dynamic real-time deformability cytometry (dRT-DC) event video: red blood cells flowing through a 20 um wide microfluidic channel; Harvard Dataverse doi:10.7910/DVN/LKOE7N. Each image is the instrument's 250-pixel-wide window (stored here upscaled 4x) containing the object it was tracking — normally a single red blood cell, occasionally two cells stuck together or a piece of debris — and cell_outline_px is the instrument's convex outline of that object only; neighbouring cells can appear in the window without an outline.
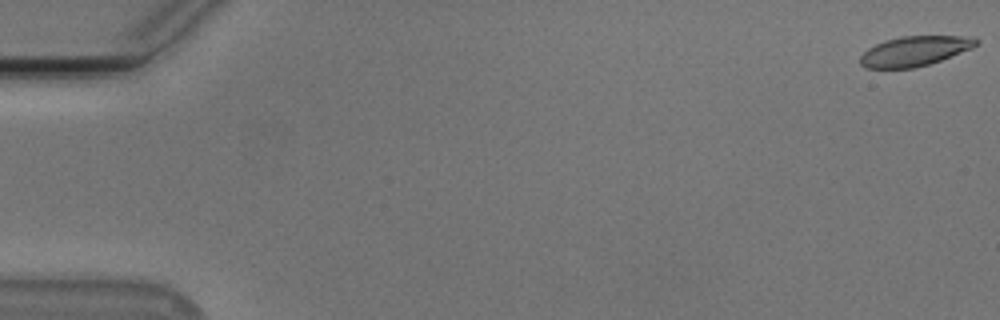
{"species": "Egyptian fruit bat (a non-hibernating species)", "species_latin": "Rousettus aegyptiacus", "temperature_condition": "cold", "stored_images_in_passage": 9, "camera_frame_rate_fps": 3000, "um_per_image_px": 0.085, "animal": {"sex": "male"}, "frame": {"image": 1, "passage_image": 1, "time_ms": 0.0, "image_size_px": [1000, 320], "cell_outline_px": [[980, 40], [972, 48], [940, 60], [928, 64], [912, 68], [864, 68], [860, 64], [860, 56], [868, 48], [884, 40], [900, 36], [960, 36]], "centroid_in_image_um": [77.68, 4.34], "position_along_channel_um": 7.3, "area_um2": 19.94}}